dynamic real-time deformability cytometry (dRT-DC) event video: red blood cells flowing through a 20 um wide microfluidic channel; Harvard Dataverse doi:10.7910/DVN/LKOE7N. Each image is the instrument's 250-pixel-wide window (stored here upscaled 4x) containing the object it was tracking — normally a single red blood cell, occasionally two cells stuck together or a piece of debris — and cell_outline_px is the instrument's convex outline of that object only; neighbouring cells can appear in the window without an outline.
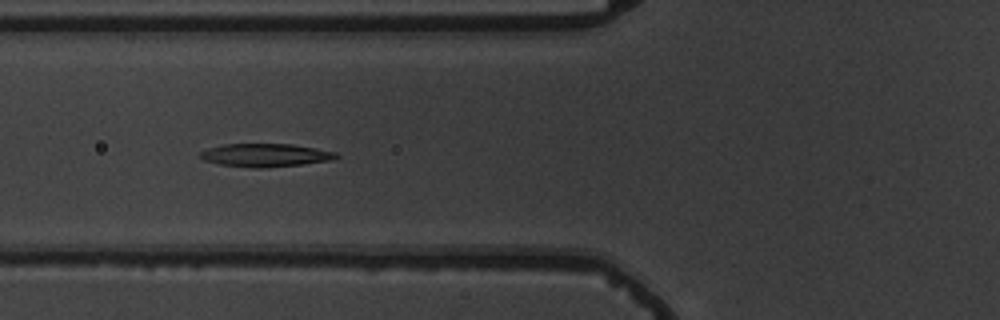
{"species": "common noctule bat (a hibernating species)", "species_latin": "Nyctalus noctula", "temperature_condition": "warm", "stored_images_in_passage": 6, "camera_frame_rate_fps": 3000, "um_per_image_px": 0.085, "animal": {"sex": "male", "body_mass_g": 19.5, "forearm_length_mm": 54.6}, "frame": {"image": 1, "passage_image": 5, "time_ms": 5.333, "image_size_px": [1000, 320], "cell_outline_px": [[340, 156], [336, 160], [304, 164], [264, 168], [252, 168], [220, 164], [204, 160], [200, 156], [200, 152], [208, 148], [224, 144], [292, 144], [316, 148], [336, 152]], "centroid_in_image_um": [22.62, 13.19], "position_along_channel_um": 103.2, "area_um2": 18.5}}
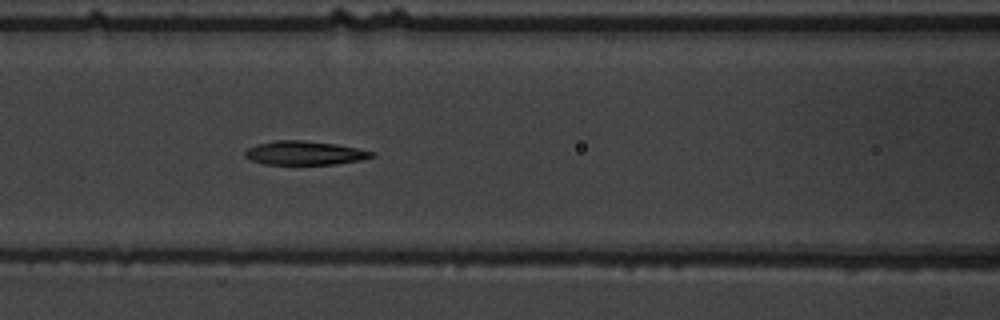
{"frame": {"image": 2, "passage_image": 6, "time_ms": 6.333, "image_size_px": [1000, 320], "cell_outline_px": [[376, 156], [360, 160], [336, 164], [264, 164], [252, 160], [244, 156], [244, 152], [248, 148], [256, 144], [276, 140], [304, 140], [336, 144], [376, 152]], "centroid_in_image_um": [25.9, 13.0], "position_along_channel_um": 140.7, "area_um2": 17.63}}